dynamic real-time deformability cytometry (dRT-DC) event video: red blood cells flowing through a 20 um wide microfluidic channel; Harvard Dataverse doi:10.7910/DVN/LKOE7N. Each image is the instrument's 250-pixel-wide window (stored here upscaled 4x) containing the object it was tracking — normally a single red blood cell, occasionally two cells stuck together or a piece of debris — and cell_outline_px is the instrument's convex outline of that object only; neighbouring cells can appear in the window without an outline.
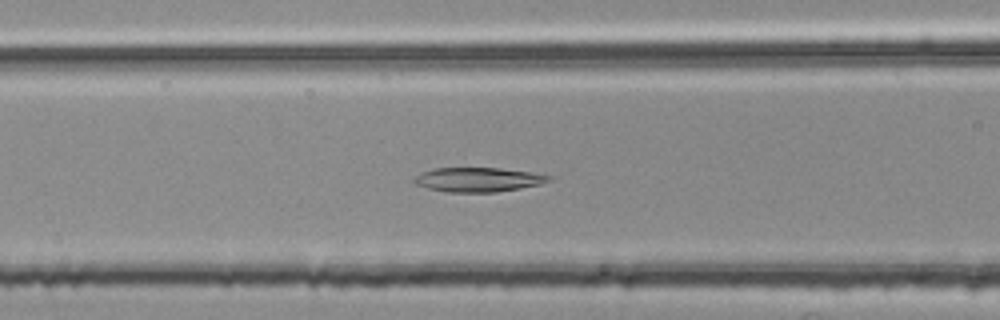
{"species": "common noctule bat (a hibernating species)", "species_latin": "Nyctalus noctula", "temperature_condition": "room temperature", "stored_images_in_passage": 52, "camera_frame_rate_fps": 3000, "um_per_image_px": 0.085, "animal": {"sex": "female", "body_mass_g": 25.1}, "frame": {"image": 1, "passage_image": 21, "time_ms": 6.667, "image_size_px": [1000, 320], "cell_outline_px": [[552, 180], [540, 184], [520, 188], [496, 192], [448, 192], [428, 188], [416, 184], [412, 180], [420, 172], [432, 168], [500, 168], [532, 172], [552, 176]], "centroid_in_image_um": [40.64, 15.26], "position_along_channel_um": 126.0, "area_um2": 19.13}}
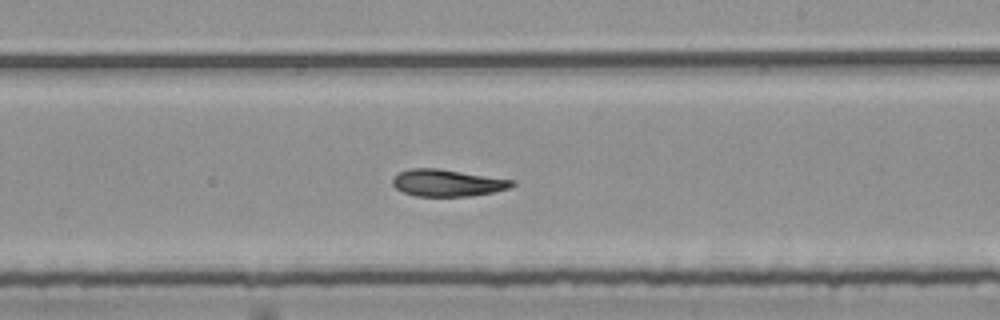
{"frame": {"image": 2, "passage_image": 31, "time_ms": 10.0, "image_size_px": [1000, 320], "cell_outline_px": [[516, 184], [508, 188], [492, 192], [468, 196], [416, 196], [404, 192], [396, 188], [392, 184], [392, 180], [400, 172], [412, 168], [440, 168], [516, 180]], "centroid_in_image_um": [38.06, 15.53], "position_along_channel_um": 250.9, "area_um2": 18.73}}
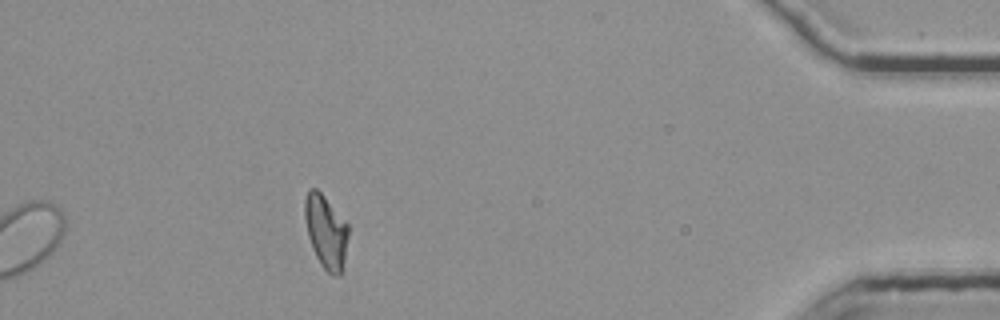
{"frame": {"image": 3, "passage_image": 48, "time_ms": 15.667, "image_size_px": [1000, 320], "cell_outline_px": [[348, 236], [344, 260], [340, 276], [332, 276], [320, 264], [312, 248], [308, 236], [304, 220], [304, 200], [308, 188], [316, 188], [320, 192], [348, 224]], "centroid_in_image_um": [27.68, 19.69], "position_along_channel_um": 407.5, "area_um2": 18.61}, "authors_computed_cell_mechanics": {"area_um2": 19.1896, "velocity_mm_per_s": 3.7635, "shape_relaxation_time_tau1_ms": null, "shape_relaxation_time_tau2_ms": 9.0215, "deformation_change_tau1": null, "deformation_change_tau2": 0.1641}}